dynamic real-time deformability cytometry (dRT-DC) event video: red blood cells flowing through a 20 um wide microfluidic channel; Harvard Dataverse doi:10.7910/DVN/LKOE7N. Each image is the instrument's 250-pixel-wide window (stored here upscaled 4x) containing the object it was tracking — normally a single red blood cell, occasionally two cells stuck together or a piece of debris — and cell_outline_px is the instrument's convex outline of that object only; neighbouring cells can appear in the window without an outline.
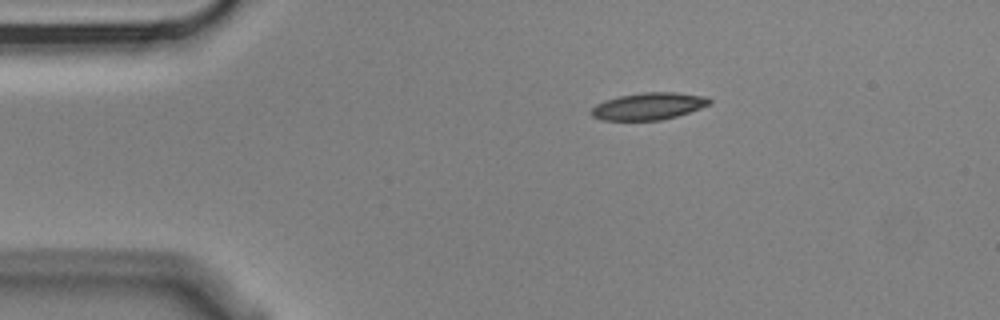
{"species": "Egyptian fruit bat (a non-hibernating species)", "species_latin": "Rousettus aegyptiacus", "temperature_condition": "cold", "stored_images_in_passage": 5, "camera_frame_rate_fps": 3000, "um_per_image_px": 0.085, "animal": {"sex": "male"}, "frame": {"image": 1, "passage_image": 5, "time_ms": 1.333, "image_size_px": [1000, 320], "cell_outline_px": [[712, 104], [676, 116], [660, 120], [600, 120], [592, 116], [592, 108], [596, 104], [620, 96], [644, 92], [676, 92], [708, 96], [712, 100]], "centroid_in_image_um": [55.18, 9.02], "position_along_channel_um": 29.8, "area_um2": 18.55}}